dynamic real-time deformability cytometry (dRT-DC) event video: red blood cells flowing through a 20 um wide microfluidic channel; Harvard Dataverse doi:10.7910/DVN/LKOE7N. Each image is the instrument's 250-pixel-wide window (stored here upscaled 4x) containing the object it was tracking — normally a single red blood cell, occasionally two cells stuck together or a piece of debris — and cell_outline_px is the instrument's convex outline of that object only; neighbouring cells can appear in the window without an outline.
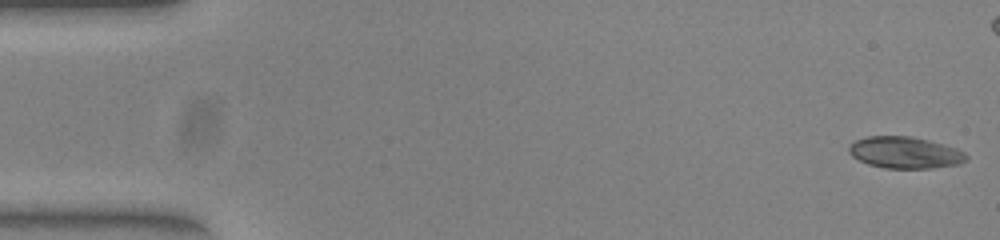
{"species": "common noctule bat (a hibernating species)", "species_latin": "Nyctalus noctula", "temperature_condition": "warm", "stored_images_in_passage": 53, "camera_frame_rate_fps": 3000, "um_per_image_px": 0.085, "animal": {"sex": "female", "body_mass_g": 23.0, "forearm_length_mm": 53.4}, "frame": {"image": 1, "passage_image": 1, "time_ms": 0.0, "image_size_px": [1000, 240], "cell_outline_px": [[968, 160], [960, 164], [932, 168], [884, 168], [868, 164], [852, 156], [848, 152], [848, 148], [856, 140], [868, 136], [908, 136], [928, 140], [944, 144], [956, 148], [964, 152], [968, 156]], "centroid_in_image_um": [76.95, 12.97], "position_along_channel_um": 8.0, "area_um2": 21.62}}
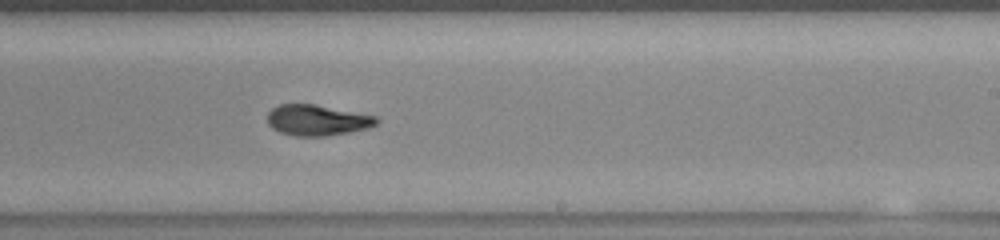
{"frame": {"image": 2, "passage_image": 31, "time_ms": 10.0, "image_size_px": [1000, 240], "cell_outline_px": [[380, 120], [376, 124], [368, 128], [348, 132], [324, 136], [296, 136], [280, 132], [272, 128], [268, 124], [268, 112], [272, 108], [280, 104], [316, 104], [376, 116]], "centroid_in_image_um": [26.96, 10.21], "position_along_channel_um": 262.0, "area_um2": 19.54}}
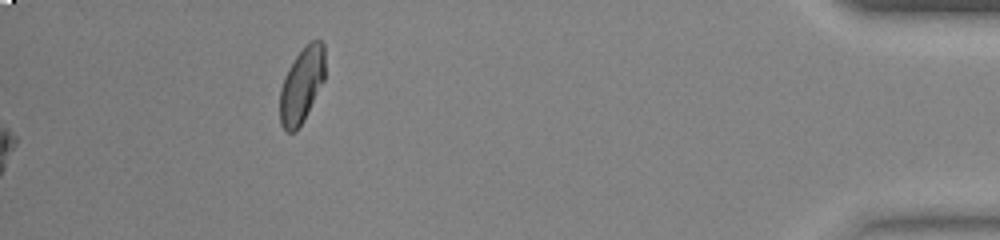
{"frame": {"image": 3, "passage_image": 53, "time_ms": 17.333, "image_size_px": [1000, 240], "cell_outline_px": [[324, 80], [304, 120], [296, 132], [288, 132], [280, 124], [280, 88], [284, 76], [288, 68], [296, 56], [312, 40], [320, 40], [324, 44]], "centroid_in_image_um": [25.63, 7.26], "position_along_channel_um": 409.6, "area_um2": 19.65}, "authors_computed_cell_mechanics": {"area_um2": 19.9988, "velocity_mm_per_s": 3.9272, "shape_relaxation_time_tau1_ms": 6.3924, "shape_relaxation_time_tau2_ms": 7.4258, "deformation_change_tau1": 0.1834, "deformation_change_tau2": 0.1336}}